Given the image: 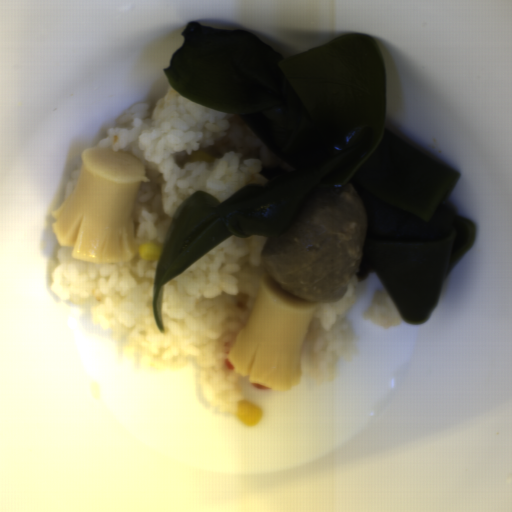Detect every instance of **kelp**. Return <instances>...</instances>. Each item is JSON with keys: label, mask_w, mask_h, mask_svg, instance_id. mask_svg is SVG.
<instances>
[{"label": "kelp", "mask_w": 512, "mask_h": 512, "mask_svg": "<svg viewBox=\"0 0 512 512\" xmlns=\"http://www.w3.org/2000/svg\"><path fill=\"white\" fill-rule=\"evenodd\" d=\"M162 68L193 102L240 115L276 154L264 186L219 201L197 189L173 213L153 289L159 332L163 287L230 237L270 235L317 196L359 192L367 228L354 273L376 275L404 322L424 323L444 283L476 242V222L447 199L460 172L386 122L385 64L375 38L345 32L283 56L244 30L188 21Z\"/></svg>", "instance_id": "99668d17"}]
</instances>
